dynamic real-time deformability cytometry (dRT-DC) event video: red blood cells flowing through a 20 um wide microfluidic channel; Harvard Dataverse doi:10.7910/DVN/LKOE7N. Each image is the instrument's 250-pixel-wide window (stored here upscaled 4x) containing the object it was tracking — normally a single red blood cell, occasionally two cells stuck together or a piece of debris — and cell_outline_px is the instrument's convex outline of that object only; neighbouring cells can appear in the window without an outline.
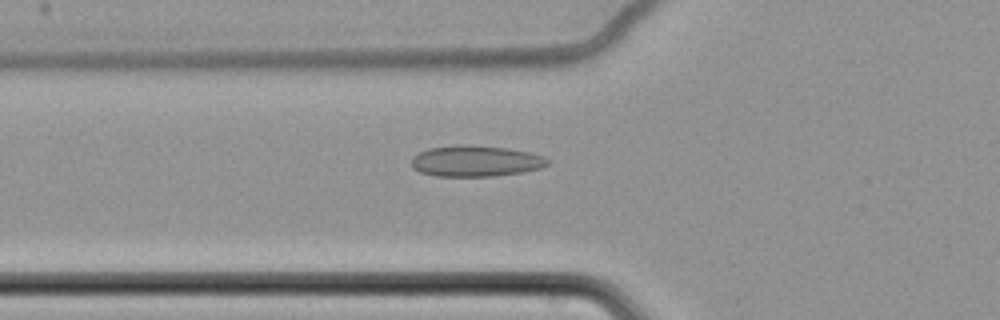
{"species": "common noctule bat (a hibernating species)", "species_latin": "Nyctalus noctula", "temperature_condition": "cold", "stored_images_in_passage": 59, "camera_frame_rate_fps": 3000, "um_per_image_px": 0.085, "animal": {"sex": "female", "body_mass_g": 22.7, "forearm_length_mm": 54.2}, "frame": {"image": 1, "passage_image": 24, "time_ms": 7.667, "image_size_px": [1000, 320], "cell_outline_px": [[552, 160], [548, 164], [540, 168], [520, 172], [492, 176], [436, 176], [420, 172], [412, 168], [412, 156], [428, 148], [456, 144], [464, 144], [508, 148], [528, 152], [544, 156]], "centroid_in_image_um": [40.42, 13.68], "position_along_channel_um": 85.4, "area_um2": 24.74}}
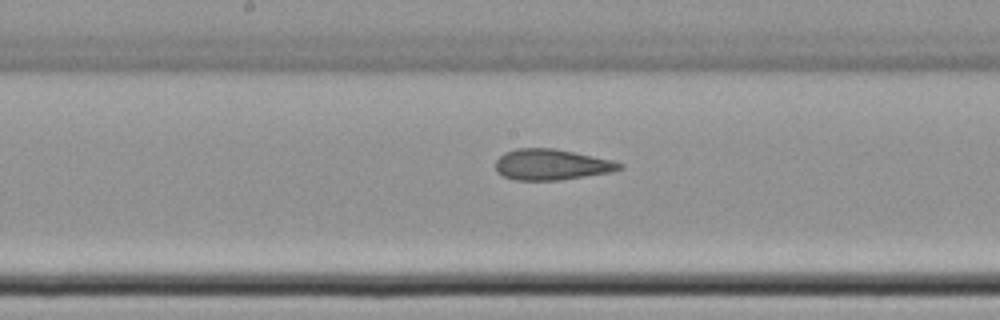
{"frame": {"image": 2, "passage_image": 34, "time_ms": 11.0, "image_size_px": [1000, 320], "cell_outline_px": [[624, 168], [612, 172], [560, 180], [516, 180], [504, 176], [496, 172], [496, 160], [504, 152], [516, 148], [556, 148], [612, 160], [624, 164]], "centroid_in_image_um": [46.89, 13.98], "position_along_channel_um": 201.3, "area_um2": 22.43}}
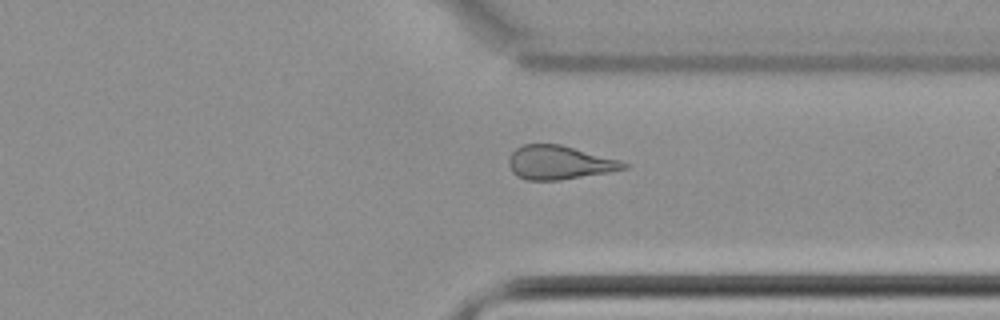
{"frame": {"image": 3, "passage_image": 48, "time_ms": 15.667, "image_size_px": [1000, 320], "cell_outline_px": [[628, 168], [608, 172], [560, 180], [528, 180], [516, 176], [512, 172], [508, 164], [508, 156], [516, 148], [524, 144], [560, 144], [620, 160], [628, 164]], "centroid_in_image_um": [47.5, 13.82], "position_along_channel_um": 363.9, "area_um2": 22.6}}